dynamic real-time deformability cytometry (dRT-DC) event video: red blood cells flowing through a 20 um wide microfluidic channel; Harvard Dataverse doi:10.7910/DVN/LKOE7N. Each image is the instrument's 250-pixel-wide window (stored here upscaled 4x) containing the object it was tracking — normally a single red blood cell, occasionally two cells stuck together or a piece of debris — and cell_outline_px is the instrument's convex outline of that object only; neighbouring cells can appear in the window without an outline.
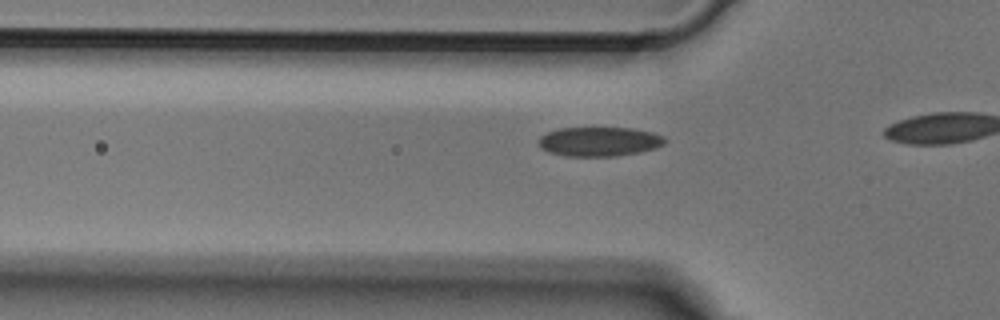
{"species": "Egyptian fruit bat (a non-hibernating species)", "species_latin": "Rousettus aegyptiacus", "temperature_condition": "cold", "stored_images_in_passage": 9, "camera_frame_rate_fps": 3000, "um_per_image_px": 0.085, "animal": {"sex": "male"}, "frame": {"image": 1, "passage_image": 7, "time_ms": 2.0, "image_size_px": [1000, 320], "cell_outline_px": [[668, 140], [664, 144], [656, 148], [640, 152], [616, 156], [564, 156], [548, 152], [540, 148], [536, 140], [540, 136], [548, 132], [560, 128], [632, 128], [652, 132], [664, 136]], "centroid_in_image_um": [50.93, 12.04], "position_along_channel_um": 74.9, "area_um2": 21.85}}